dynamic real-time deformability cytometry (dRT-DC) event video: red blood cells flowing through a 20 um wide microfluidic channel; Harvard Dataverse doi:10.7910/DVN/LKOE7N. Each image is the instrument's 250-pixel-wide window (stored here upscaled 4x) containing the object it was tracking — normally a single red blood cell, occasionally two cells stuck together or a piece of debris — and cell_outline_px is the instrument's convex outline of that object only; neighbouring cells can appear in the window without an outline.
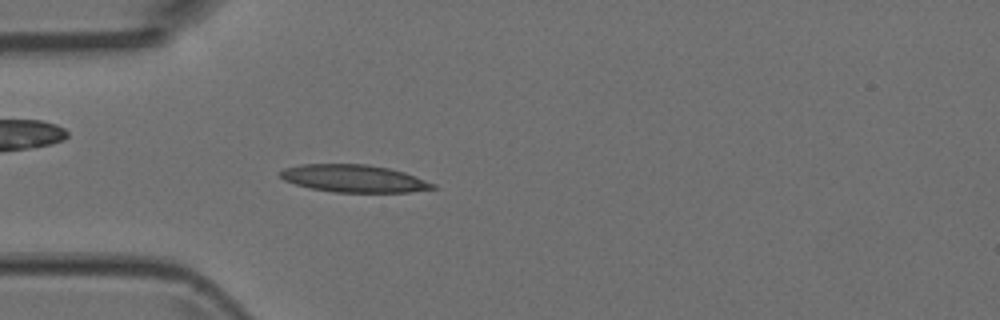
{"species": "Egyptian fruit bat (a non-hibernating species)", "species_latin": "Rousettus aegyptiacus", "temperature_condition": "room temperature", "stored_images_in_passage": 3, "camera_frame_rate_fps": 3000, "um_per_image_px": 0.085, "animal": {"sex": "female"}, "frame": {"image": 1, "passage_image": 3, "time_ms": 0.667, "image_size_px": [1000, 320], "cell_outline_px": [[436, 188], [408, 192], [332, 192], [312, 188], [296, 184], [284, 180], [276, 172], [284, 168], [300, 164], [368, 164], [388, 168], [404, 172], [416, 176], [436, 184]], "centroid_in_image_um": [30.06, 15.16], "position_along_channel_um": 54.9, "area_um2": 24.45}}